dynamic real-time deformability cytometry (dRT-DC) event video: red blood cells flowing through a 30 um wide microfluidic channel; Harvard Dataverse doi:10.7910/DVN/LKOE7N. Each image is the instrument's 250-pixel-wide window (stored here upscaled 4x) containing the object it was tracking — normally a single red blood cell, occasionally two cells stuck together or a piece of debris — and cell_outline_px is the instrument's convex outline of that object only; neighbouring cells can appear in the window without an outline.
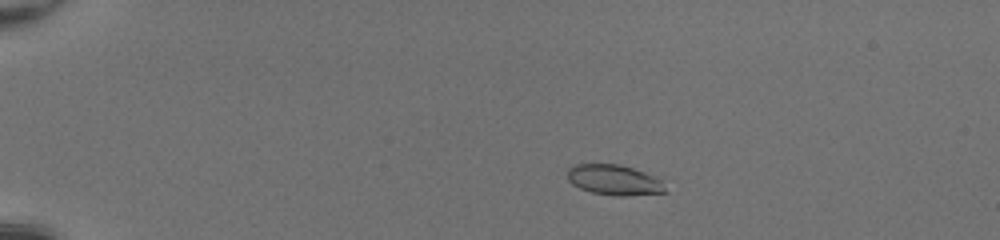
{"species": "common noctule bat (a hibernating species)", "species_latin": "Nyctalus noctula", "temperature_condition": "room temperature", "stored_images_in_passage": 50, "camera_frame_rate_fps": 3000, "um_per_image_px": 0.085, "animal": {"sex": "female", "body_mass_g": 20.0, "forearm_length_mm": 54.0}, "frame": {"image": 1, "passage_image": 11, "time_ms": 3.333, "image_size_px": [1000, 240], "cell_outline_px": [[668, 192], [624, 196], [616, 196], [592, 192], [580, 188], [572, 184], [568, 180], [568, 168], [576, 164], [620, 164], [644, 172], [664, 180]], "centroid_in_image_um": [52.25, 15.3], "position_along_channel_um": 32.7, "area_um2": 17.46}}
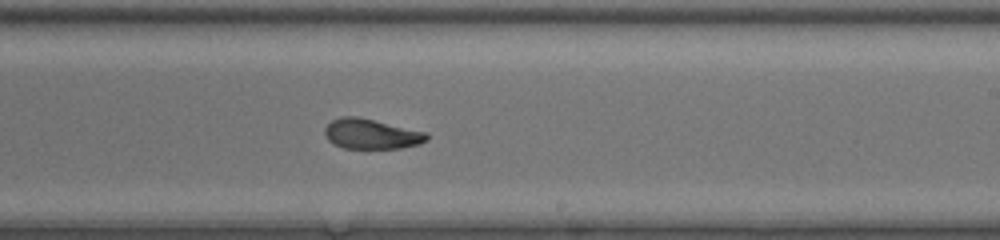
{"frame": {"image": 2, "passage_image": 33, "time_ms": 10.667, "image_size_px": [1000, 240], "cell_outline_px": [[428, 140], [420, 144], [400, 148], [344, 148], [332, 144], [328, 140], [324, 132], [324, 128], [332, 120], [340, 116], [356, 116], [428, 132]], "centroid_in_image_um": [31.56, 11.38], "position_along_channel_um": 257.4, "area_um2": 17.98}}
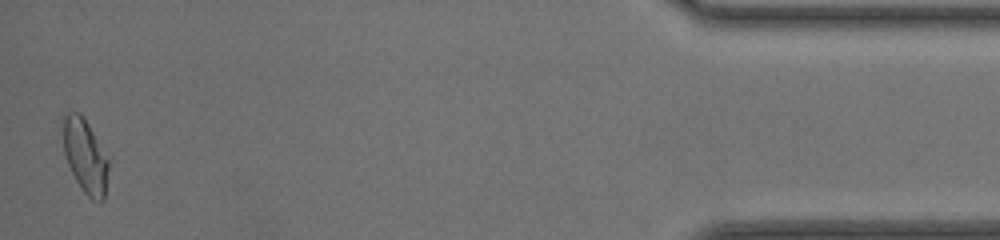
{"frame": {"image": 3, "passage_image": 50, "time_ms": 16.333, "image_size_px": [1000, 240], "cell_outline_px": [[108, 168], [104, 200], [100, 204], [92, 200], [84, 192], [76, 180], [68, 164], [64, 152], [64, 116], [68, 112], [80, 112], [84, 116], [108, 160]], "centroid_in_image_um": [7.25, 13.3], "position_along_channel_um": 427.9, "area_um2": 19.19}, "authors_computed_cell_mechanics": {"area_um2": 18.5538, "velocity_mm_per_s": 4.2861, "shape_relaxation_time_tau1_ms": 7.0325, "shape_relaxation_time_tau2_ms": 1.2528, "deformation_change_tau1": 0.2396, "deformation_change_tau2": 0.0703}}